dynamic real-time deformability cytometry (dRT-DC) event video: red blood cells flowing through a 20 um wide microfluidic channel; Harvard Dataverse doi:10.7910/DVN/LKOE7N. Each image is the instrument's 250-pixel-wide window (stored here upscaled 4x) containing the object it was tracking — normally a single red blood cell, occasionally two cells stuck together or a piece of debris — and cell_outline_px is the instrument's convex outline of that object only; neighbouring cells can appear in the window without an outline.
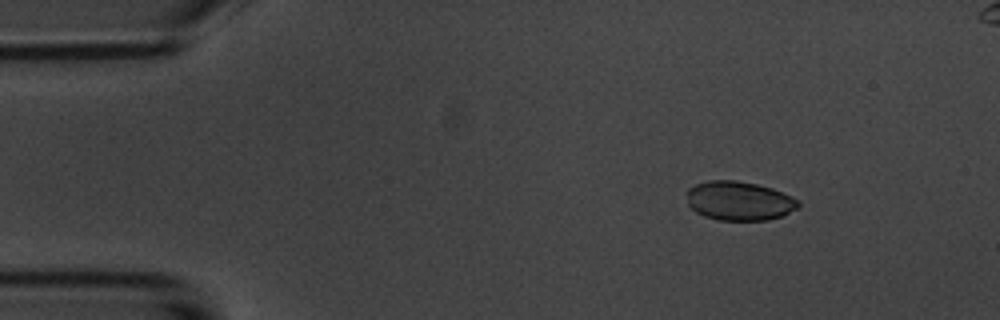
{"species": "common noctule bat (a hibernating species)", "species_latin": "Nyctalus noctula", "temperature_condition": "room temperature", "stored_images_in_passage": 5, "camera_frame_rate_fps": 3000, "um_per_image_px": 0.085, "animal": {"sex": "male", "body_mass_g": 20.1, "forearm_length_mm": 53.5}, "frame": {"image": 1, "passage_image": 2, "time_ms": 1.0, "image_size_px": [1000, 320], "cell_outline_px": [[800, 204], [796, 208], [780, 216], [768, 220], [720, 220], [704, 216], [696, 212], [688, 204], [688, 188], [696, 184], [708, 180], [736, 180], [756, 184], [772, 188], [792, 196], [800, 200]], "centroid_in_image_um": [62.83, 17.06], "position_along_channel_um": 22.2, "area_um2": 25.32}}